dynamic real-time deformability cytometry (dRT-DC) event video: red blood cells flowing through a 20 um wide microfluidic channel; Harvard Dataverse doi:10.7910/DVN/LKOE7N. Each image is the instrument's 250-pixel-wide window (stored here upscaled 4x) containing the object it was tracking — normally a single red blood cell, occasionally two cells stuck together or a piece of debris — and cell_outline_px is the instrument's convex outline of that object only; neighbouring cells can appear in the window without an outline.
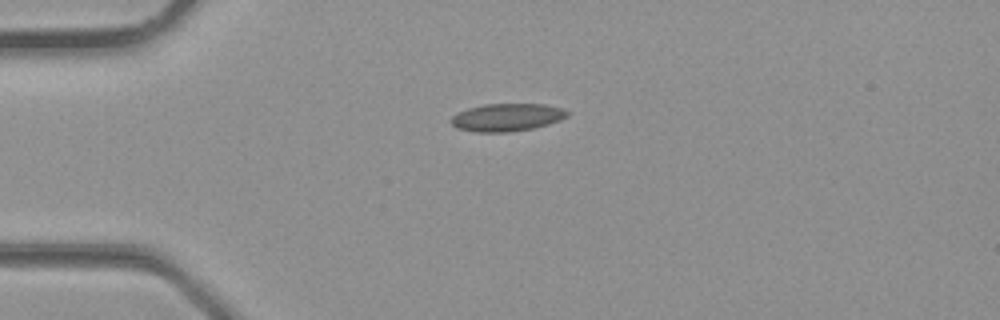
{"species": "common noctule bat (a hibernating species)", "species_latin": "Nyctalus noctula", "temperature_condition": "room temperature", "stored_images_in_passage": 27, "camera_frame_rate_fps": 3000, "um_per_image_px": 0.085, "animal": {"sex": "male", "body_mass_g": 23.1, "forearm_length_mm": 52.7}, "frame": {"image": 1, "passage_image": 1, "time_ms": 0.0, "image_size_px": [1000, 320], "cell_outline_px": [[568, 116], [560, 120], [548, 124], [532, 128], [508, 132], [476, 132], [456, 128], [448, 120], [456, 112], [468, 108], [484, 104], [544, 104], [564, 108], [568, 112]], "centroid_in_image_um": [43.06, 9.97], "position_along_channel_um": 41.9, "area_um2": 18.9}}
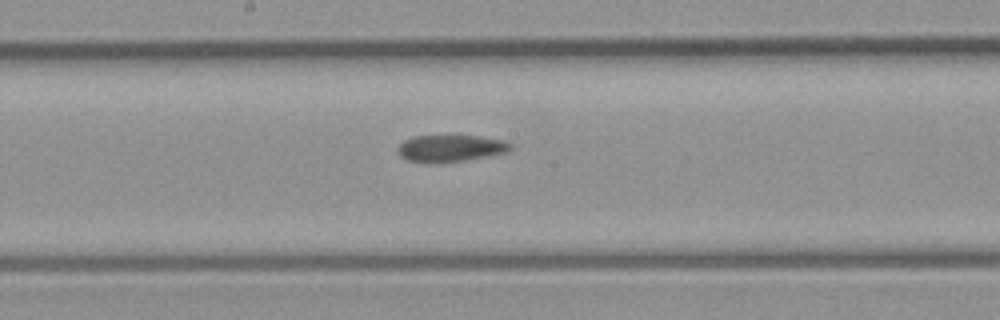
{"frame": {"image": 2, "passage_image": 11, "time_ms": 3.333, "image_size_px": [1000, 320], "cell_outline_px": [[512, 148], [508, 152], [488, 156], [440, 164], [432, 164], [408, 160], [400, 156], [396, 152], [396, 148], [404, 140], [412, 136], [480, 136], [500, 140], [512, 144]], "centroid_in_image_um": [38.24, 12.62], "position_along_channel_um": 210.0, "area_um2": 17.86}}
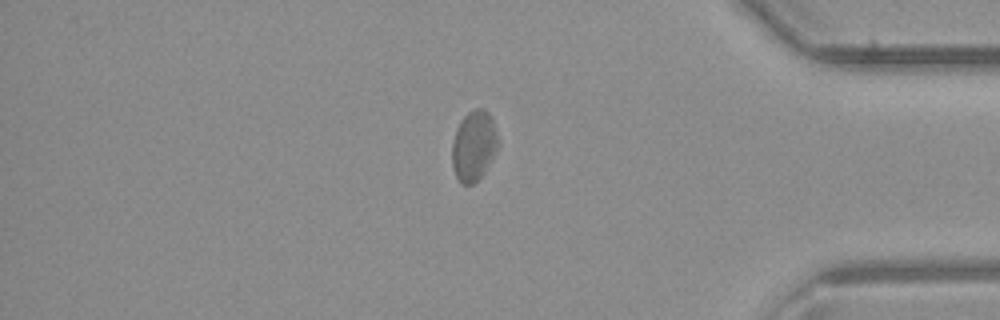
{"frame": {"image": 3, "passage_image": 22, "time_ms": 7.0, "image_size_px": [1000, 320], "cell_outline_px": [[496, 148], [484, 172], [472, 184], [460, 184], [452, 168], [452, 140], [456, 128], [460, 120], [468, 112], [476, 108], [484, 108], [492, 116], [496, 136]], "centroid_in_image_um": [40.22, 12.36], "position_along_channel_um": 395.0, "area_um2": 18.55}}